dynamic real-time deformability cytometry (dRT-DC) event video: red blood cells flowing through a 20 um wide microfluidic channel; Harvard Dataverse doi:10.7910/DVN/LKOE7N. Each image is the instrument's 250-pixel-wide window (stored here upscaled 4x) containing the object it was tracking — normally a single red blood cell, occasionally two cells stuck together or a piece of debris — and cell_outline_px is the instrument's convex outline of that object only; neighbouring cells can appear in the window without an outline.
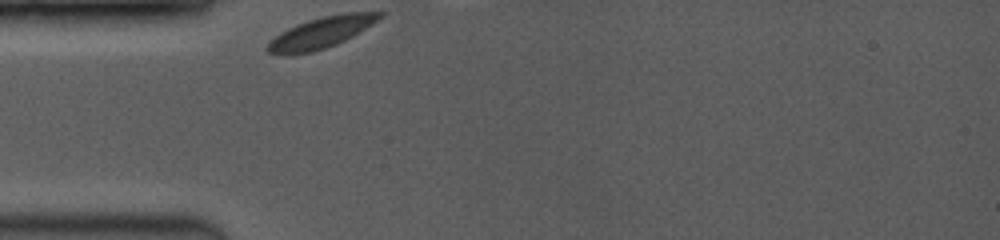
{"species": "common noctule bat (a hibernating species)", "species_latin": "Nyctalus noctula", "temperature_condition": "room temperature", "stored_images_in_passage": 9, "camera_frame_rate_fps": 3500, "um_per_image_px": 0.085, "animal": {"sex": "female", "body_mass_g": 19.0, "forearm_length_mm": 53.3}, "frame": {"image": 1, "passage_image": 1, "time_ms": 0.0, "image_size_px": [1000, 240], "cell_outline_px": [[388, 12], [384, 16], [372, 24], [352, 36], [336, 44], [312, 52], [284, 56], [280, 56], [268, 52], [264, 48], [268, 40], [280, 32], [296, 24], [308, 20], [324, 16], [344, 12]], "centroid_in_image_um": [27.23, 2.78], "position_along_channel_um": 57.8, "area_um2": 20.63}}
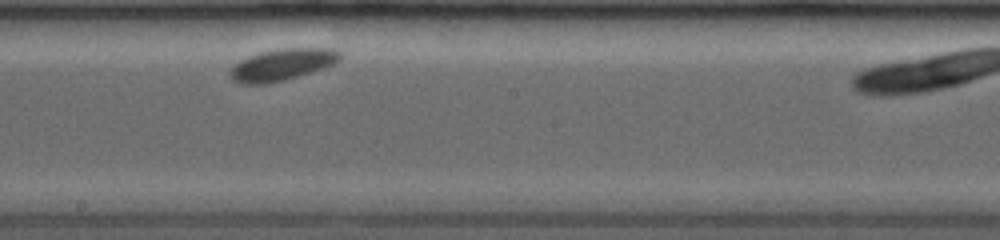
{"frame": {"image": 2, "passage_image": 6, "time_ms": 5.714, "image_size_px": [1000, 240], "cell_outline_px": [[344, 56], [336, 64], [312, 72], [284, 80], [268, 84], [240, 84], [232, 80], [228, 72], [240, 60], [248, 56], [260, 52], [280, 48], [336, 48]], "centroid_in_image_um": [24.02, 5.49], "position_along_channel_um": 224.2, "area_um2": 20.63}}
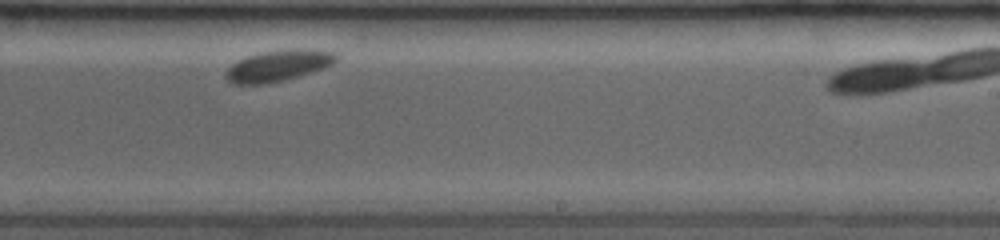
{"frame": {"image": 3, "passage_image": 7, "time_ms": 6.857, "image_size_px": [1000, 240], "cell_outline_px": [[336, 60], [332, 64], [324, 68], [284, 80], [264, 84], [232, 84], [224, 76], [224, 72], [232, 64], [248, 56], [264, 52], [292, 48], [312, 48], [332, 52], [336, 56]], "centroid_in_image_um": [23.64, 5.58], "position_along_channel_um": 265.4, "area_um2": 19.94}}